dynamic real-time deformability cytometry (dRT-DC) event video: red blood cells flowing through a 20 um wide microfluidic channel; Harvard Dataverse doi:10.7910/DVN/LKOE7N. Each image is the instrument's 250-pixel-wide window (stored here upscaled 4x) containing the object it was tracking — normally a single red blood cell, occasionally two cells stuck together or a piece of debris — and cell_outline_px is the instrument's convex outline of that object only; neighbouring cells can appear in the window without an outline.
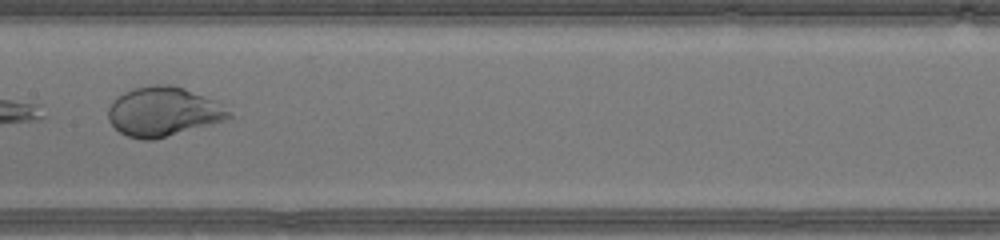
{"species": "human", "species_latin": "Homo sapiens", "temperature_condition": "warm", "stored_images_in_passage": 30, "camera_frame_rate_fps": 3000, "um_per_image_px": 0.085, "donor": {"sex": "male"}, "frame": {"image": 1, "passage_image": 22, "time_ms": 7.0, "image_size_px": [1000, 240], "cell_outline_px": [[232, 116], [224, 120], [212, 124], [152, 140], [144, 140], [128, 136], [120, 132], [108, 120], [108, 108], [112, 100], [124, 92], [136, 88], [152, 84], [168, 84], [184, 88], [216, 100]], "centroid_in_image_um": [13.84, 9.48], "position_along_channel_um": 193.6, "area_um2": 34.39}}